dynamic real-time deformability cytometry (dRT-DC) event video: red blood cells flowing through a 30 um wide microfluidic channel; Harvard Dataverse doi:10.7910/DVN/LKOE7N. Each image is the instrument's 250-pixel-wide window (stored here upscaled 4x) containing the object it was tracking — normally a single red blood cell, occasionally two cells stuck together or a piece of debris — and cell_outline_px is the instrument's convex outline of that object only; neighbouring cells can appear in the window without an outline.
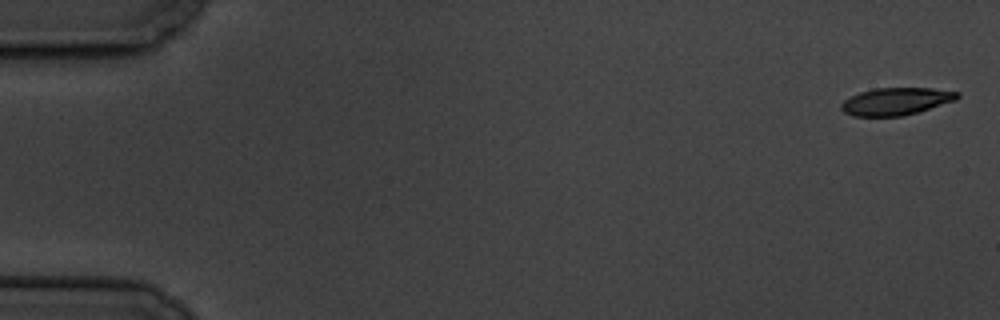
{"species": "common noctule bat (a hibernating species)", "species_latin": "Nyctalus noctula", "temperature_condition": "cold", "stored_images_in_passage": 6, "camera_frame_rate_fps": 3000, "um_per_image_px": 0.085, "animal": {"sex": "male", "body_mass_g": 19.5, "forearm_length_mm": 54.6}, "frame": {"image": 1, "passage_image": 1, "time_ms": 0.0, "image_size_px": [1000, 320], "cell_outline_px": [[960, 96], [956, 100], [904, 116], [852, 116], [844, 112], [840, 108], [840, 104], [844, 100], [860, 92], [876, 88], [932, 88], [960, 92]], "centroid_in_image_um": [76.16, 8.61], "position_along_channel_um": 8.8, "area_um2": 18.5}}
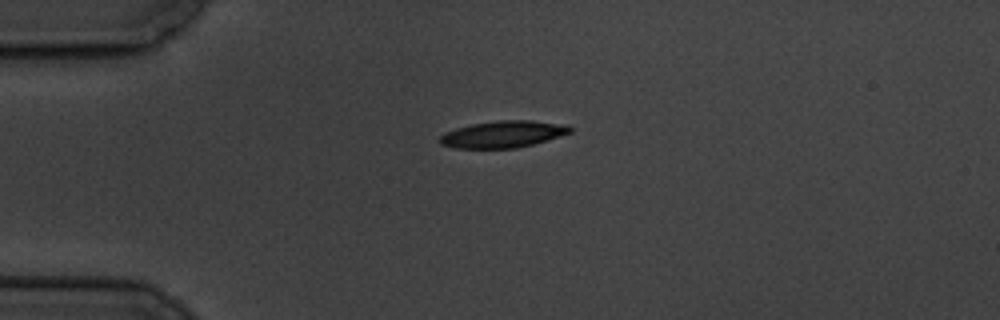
{"frame": {"image": 2, "passage_image": 4, "time_ms": 4.333, "image_size_px": [1000, 320], "cell_outline_px": [[572, 132], [532, 144], [516, 148], [456, 148], [440, 144], [440, 136], [456, 128], [472, 124], [500, 120], [532, 120], [568, 124], [572, 128]], "centroid_in_image_um": [42.8, 11.4], "position_along_channel_um": 42.2, "area_um2": 20.17}}
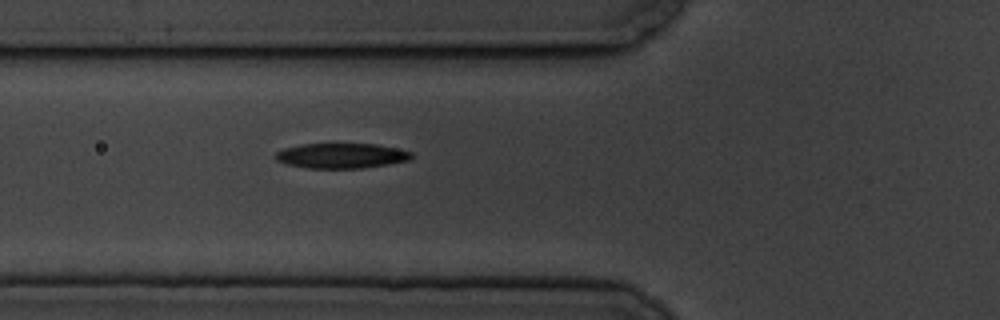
{"frame": {"image": 3, "passage_image": 6, "time_ms": 6.667, "image_size_px": [1000, 320], "cell_outline_px": [[412, 160], [364, 168], [308, 168], [288, 164], [276, 160], [272, 156], [276, 152], [284, 148], [300, 144], [376, 144], [396, 148], [412, 152]], "centroid_in_image_um": [29.01, 13.24], "position_along_channel_um": 96.8, "area_um2": 19.94}}